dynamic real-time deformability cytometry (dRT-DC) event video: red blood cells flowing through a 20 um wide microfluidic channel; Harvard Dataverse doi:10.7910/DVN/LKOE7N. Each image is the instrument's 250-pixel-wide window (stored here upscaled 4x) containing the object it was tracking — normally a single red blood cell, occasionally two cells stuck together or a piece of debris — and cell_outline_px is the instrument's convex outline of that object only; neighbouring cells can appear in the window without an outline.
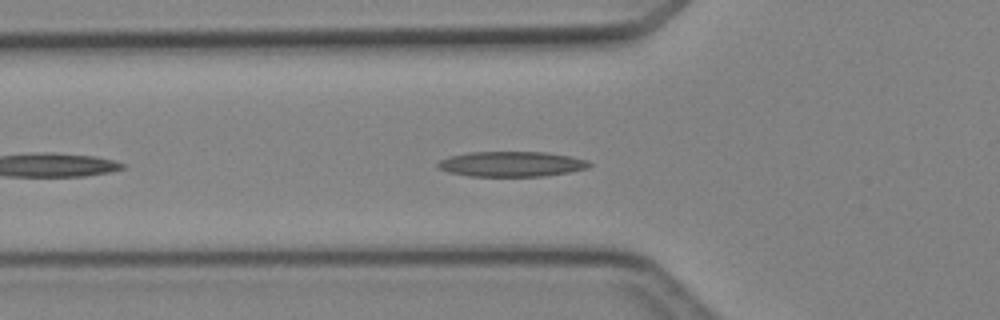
{"species": "Egyptian fruit bat (a non-hibernating species)", "species_latin": "Rousettus aegyptiacus", "temperature_condition": "cold", "stored_images_in_passage": 22, "camera_frame_rate_fps": 3000, "um_per_image_px": 0.085, "animal": {"sex": "female"}, "frame": {"image": 1, "passage_image": 7, "time_ms": 2.0, "image_size_px": [1000, 320], "cell_outline_px": [[592, 164], [584, 168], [564, 172], [540, 176], [472, 176], [452, 172], [440, 168], [440, 160], [452, 156], [472, 152], [540, 152], [568, 156], [584, 160]], "centroid_in_image_um": [43.45, 13.94], "position_along_channel_um": 82.3, "area_um2": 21.27}}
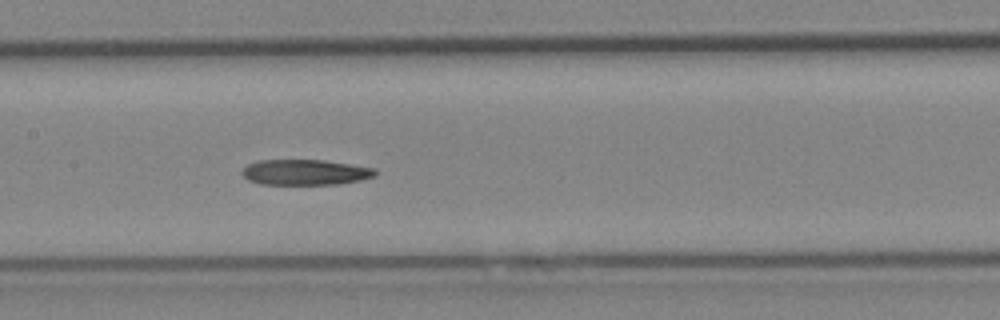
{"frame": {"image": 2, "passage_image": 14, "time_ms": 4.333, "image_size_px": [1000, 320], "cell_outline_px": [[376, 172], [372, 176], [356, 180], [332, 184], [264, 184], [252, 180], [244, 176], [244, 168], [248, 164], [260, 160], [320, 160], [372, 168]], "centroid_in_image_um": [25.89, 14.63], "position_along_channel_um": 181.5, "area_um2": 18.9}}
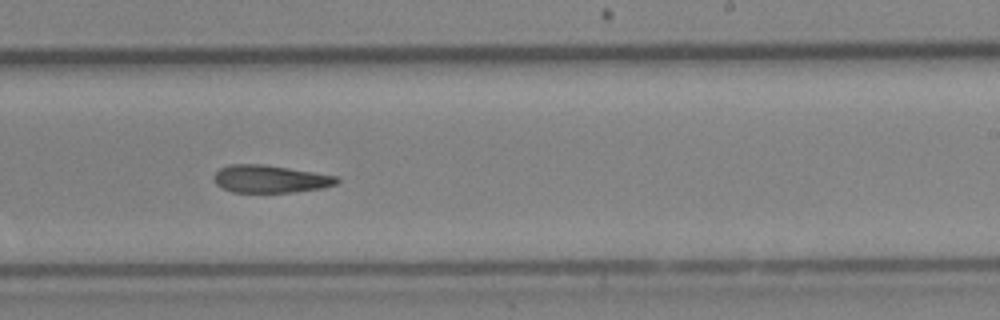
{"frame": {"image": 3, "passage_image": 20, "time_ms": 6.333, "image_size_px": [1000, 320], "cell_outline_px": [[340, 180], [336, 184], [320, 188], [288, 192], [232, 192], [216, 184], [216, 172], [220, 168], [232, 164], [256, 164], [284, 168], [336, 176]], "centroid_in_image_um": [22.94, 15.22], "position_along_channel_um": 266.1, "area_um2": 19.02}}